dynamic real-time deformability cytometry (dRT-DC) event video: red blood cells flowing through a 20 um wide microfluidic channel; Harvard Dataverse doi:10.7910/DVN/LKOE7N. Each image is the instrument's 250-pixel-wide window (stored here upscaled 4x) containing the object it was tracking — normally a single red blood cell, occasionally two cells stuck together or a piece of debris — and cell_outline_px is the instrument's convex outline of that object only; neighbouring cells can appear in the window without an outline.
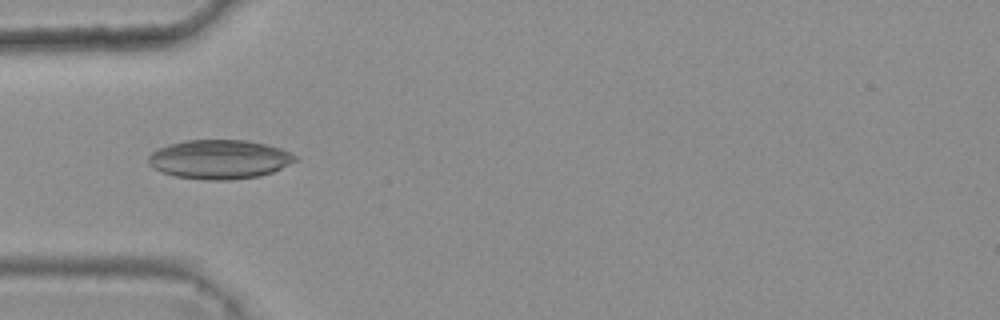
{"species": "common noctule bat (a hibernating species)", "species_latin": "Nyctalus noctula", "temperature_condition": "warm", "stored_images_in_passage": 8, "camera_frame_rate_fps": 3000, "um_per_image_px": 0.085, "animal": {"sex": "female", "body_mass_g": 25.1}, "frame": {"image": 1, "passage_image": 5, "time_ms": 1.333, "image_size_px": [1000, 320], "cell_outline_px": [[300, 160], [272, 172], [260, 176], [228, 180], [204, 180], [176, 176], [152, 168], [148, 164], [148, 156], [156, 148], [168, 144], [184, 140], [248, 140], [280, 148], [292, 152], [300, 156]], "centroid_in_image_um": [18.68, 13.54], "position_along_channel_um": 66.3, "area_um2": 33.87}}
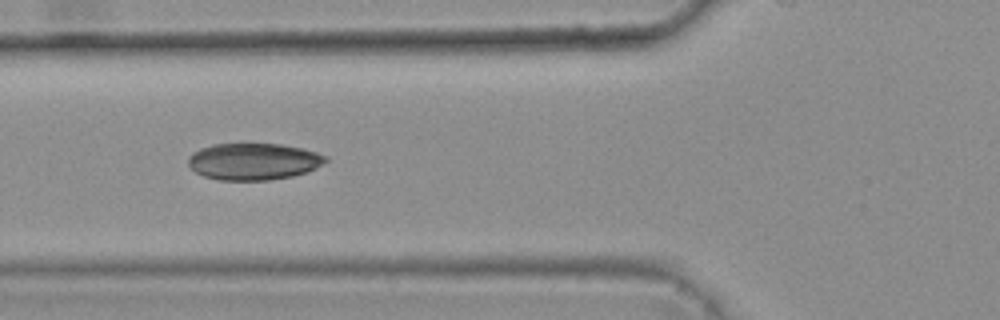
{"frame": {"image": 2, "passage_image": 6, "time_ms": 1.667, "image_size_px": [1000, 320], "cell_outline_px": [[328, 160], [316, 168], [308, 172], [292, 176], [268, 180], [220, 180], [204, 176], [196, 172], [188, 164], [188, 156], [192, 152], [200, 148], [212, 144], [280, 144], [304, 148], [328, 156]], "centroid_in_image_um": [21.56, 13.72], "position_along_channel_um": 104.2, "area_um2": 29.59}}
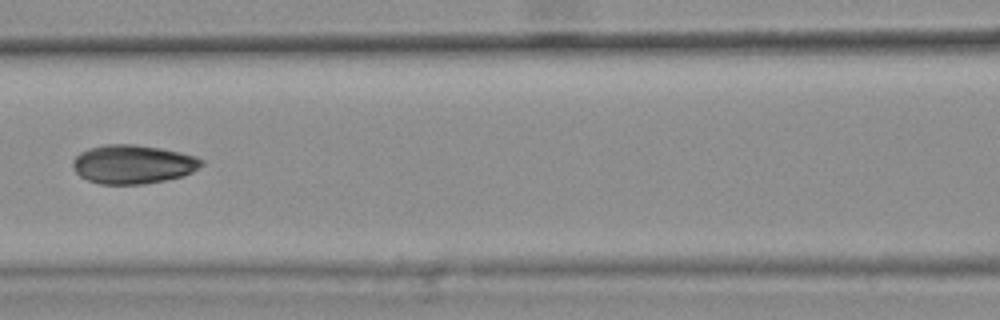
{"frame": {"image": 3, "passage_image": 7, "time_ms": 2.0, "image_size_px": [1000, 320], "cell_outline_px": [[204, 164], [192, 172], [184, 176], [144, 184], [100, 184], [88, 180], [80, 176], [72, 168], [72, 160], [80, 152], [88, 148], [104, 144], [136, 144], [160, 148], [180, 152], [196, 156], [204, 160]], "centroid_in_image_um": [11.29, 13.95], "position_along_channel_um": 155.3, "area_um2": 29.36}}